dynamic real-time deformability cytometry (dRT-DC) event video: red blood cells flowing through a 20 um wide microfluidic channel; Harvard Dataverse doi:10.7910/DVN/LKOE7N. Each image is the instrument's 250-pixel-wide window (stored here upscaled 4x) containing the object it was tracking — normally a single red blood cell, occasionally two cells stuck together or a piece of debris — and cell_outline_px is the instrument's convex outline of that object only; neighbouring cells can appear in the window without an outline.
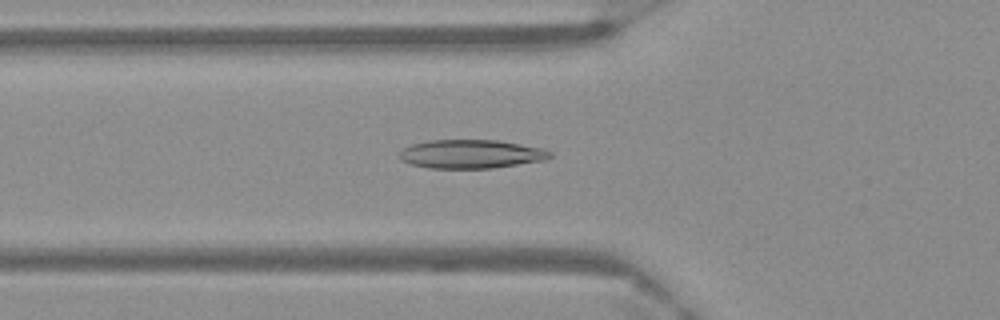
{"species": "Egyptian fruit bat (a non-hibernating species)", "species_latin": "Rousettus aegyptiacus", "temperature_condition": "warm", "stored_images_in_passage": 44, "camera_frame_rate_fps": 3000, "um_per_image_px": 0.085, "frame": {"image": 1, "passage_image": 5, "time_ms": 1.333, "image_size_px": [1000, 320], "cell_outline_px": [[552, 156], [544, 160], [492, 168], [428, 168], [412, 164], [400, 160], [400, 152], [404, 148], [412, 144], [428, 140], [496, 140], [544, 148], [552, 152]], "centroid_in_image_um": [40.04, 13.09], "position_along_channel_um": 85.8, "area_um2": 25.09}}
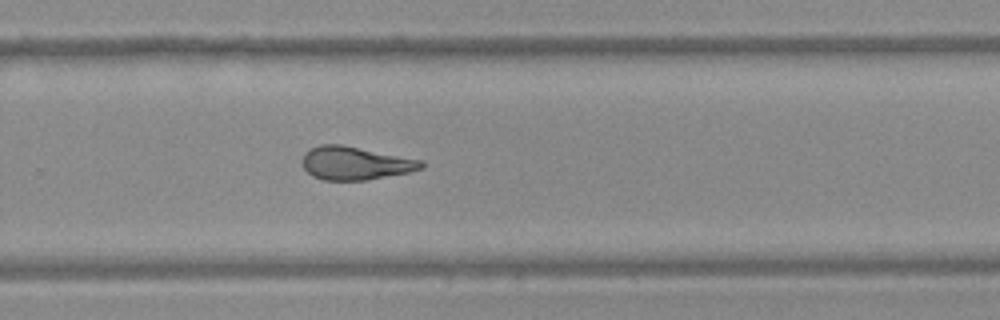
{"frame": {"image": 2, "passage_image": 24, "time_ms": 7.667, "image_size_px": [1000, 320], "cell_outline_px": [[424, 168], [408, 172], [368, 180], [324, 180], [312, 176], [304, 168], [300, 160], [304, 152], [320, 144], [340, 144], [424, 160]], "centroid_in_image_um": [30.18, 13.87], "position_along_channel_um": 299.6, "area_um2": 23.18}}
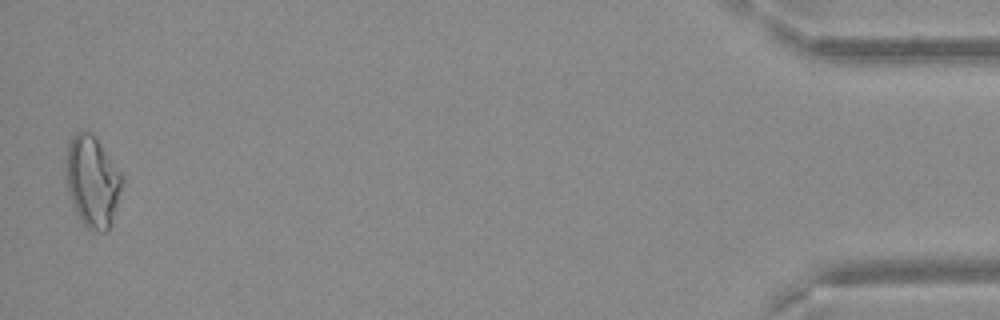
{"frame": {"image": 3, "passage_image": 43, "time_ms": 14.0, "image_size_px": [1000, 320], "cell_outline_px": [[124, 180], [116, 208], [108, 228], [104, 232], [92, 232], [80, 220], [72, 204], [68, 192], [64, 172], [68, 144], [72, 136], [76, 132], [92, 132], [124, 176]], "centroid_in_image_um": [7.84, 15.41], "position_along_channel_um": 427.4, "area_um2": 30.06}}